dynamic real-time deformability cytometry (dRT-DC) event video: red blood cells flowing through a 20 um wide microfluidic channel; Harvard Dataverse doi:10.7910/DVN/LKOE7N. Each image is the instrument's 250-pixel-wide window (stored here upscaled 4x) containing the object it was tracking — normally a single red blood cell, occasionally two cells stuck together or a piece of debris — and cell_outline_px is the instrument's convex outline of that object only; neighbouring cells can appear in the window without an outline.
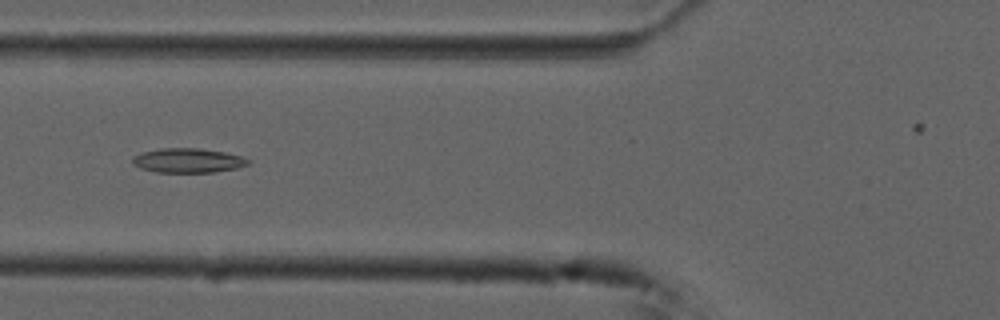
{"species": "common noctule bat (a hibernating species)", "species_latin": "Nyctalus noctula", "temperature_condition": "cold", "stored_images_in_passage": 33, "camera_frame_rate_fps": 3000, "um_per_image_px": 0.085, "animal": {"sex": "male", "forearm_length_mm": 52.5}, "frame": {"image": 1, "passage_image": 6, "time_ms": 1.667, "image_size_px": [1000, 320], "cell_outline_px": [[252, 160], [248, 164], [236, 168], [212, 172], [156, 172], [140, 168], [132, 160], [132, 156], [144, 152], [160, 148], [200, 148], [224, 152], [240, 156]], "centroid_in_image_um": [15.99, 13.63], "position_along_channel_um": 109.8, "area_um2": 16.3}}
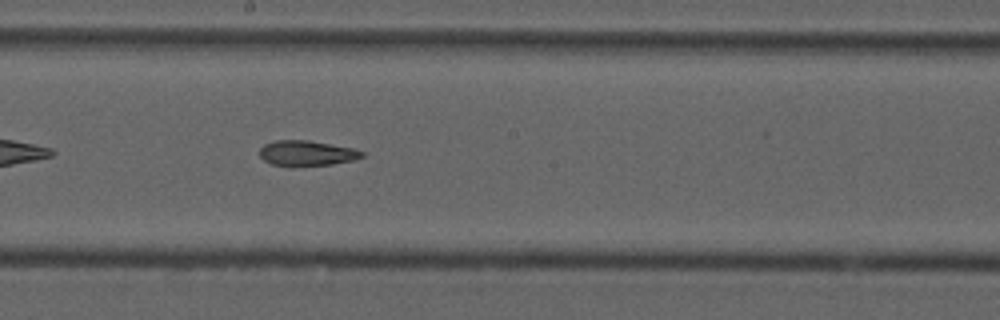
{"frame": {"image": 2, "passage_image": 15, "time_ms": 4.667, "image_size_px": [1000, 320], "cell_outline_px": [[364, 156], [356, 160], [332, 164], [292, 168], [272, 164], [264, 160], [260, 156], [260, 148], [264, 144], [276, 140], [308, 140], [352, 148], [364, 152]], "centroid_in_image_um": [26.06, 13.05], "position_along_channel_um": 222.1, "area_um2": 15.43}}
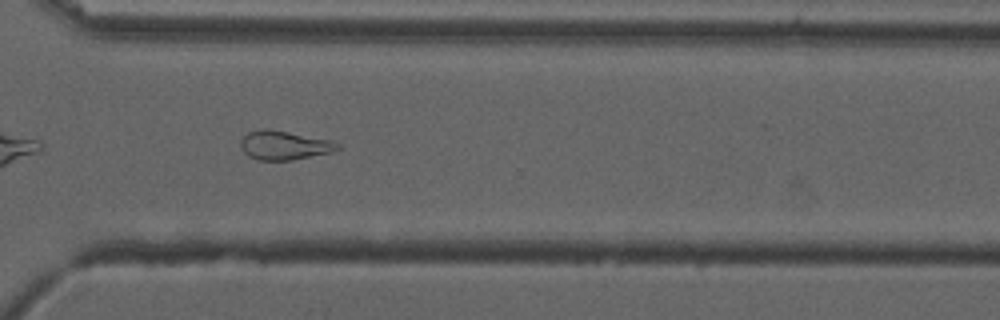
{"frame": {"image": 3, "passage_image": 25, "time_ms": 8.0, "image_size_px": [1000, 320], "cell_outline_px": [[340, 148], [332, 152], [292, 160], [256, 160], [248, 156], [244, 152], [240, 144], [240, 140], [248, 132], [260, 128], [264, 128], [288, 132], [332, 140], [340, 144]], "centroid_in_image_um": [24.15, 12.35], "position_along_channel_um": 346.5, "area_um2": 16.42}, "authors_computed_cell_mechanics": {"area_um2": 15.6638, "velocity_mm_per_s": 3.743, "shape_relaxation_time_tau1_ms": null, "shape_relaxation_time_tau2_ms": 4.3224, "deformation_change_tau1": null, "deformation_change_tau2": 0.1147}}